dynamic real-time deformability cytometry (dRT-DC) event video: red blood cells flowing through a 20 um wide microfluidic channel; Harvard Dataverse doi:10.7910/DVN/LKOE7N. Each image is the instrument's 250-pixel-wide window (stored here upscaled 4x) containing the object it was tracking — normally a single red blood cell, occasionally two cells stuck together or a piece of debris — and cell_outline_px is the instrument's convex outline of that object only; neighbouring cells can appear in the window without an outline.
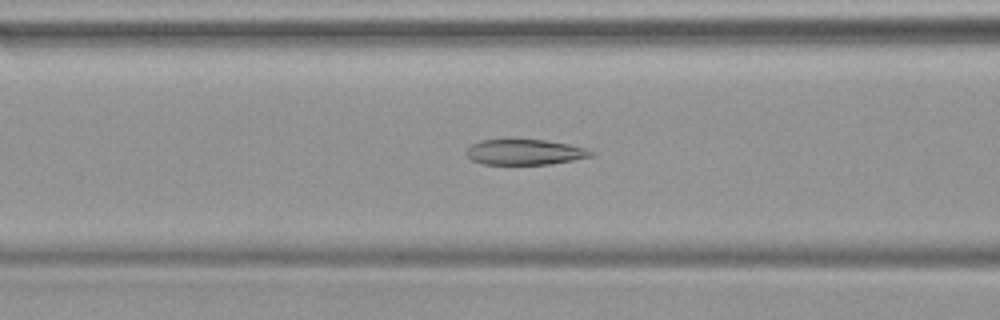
{"species": "common noctule bat (a hibernating species)", "species_latin": "Nyctalus noctula", "temperature_condition": "warm", "stored_images_in_passage": 48, "camera_frame_rate_fps": 3000, "um_per_image_px": 0.085, "animal": {"sex": "female", "body_mass_g": 19.9}, "frame": {"image": 1, "passage_image": 20, "time_ms": 6.333, "image_size_px": [1000, 320], "cell_outline_px": [[596, 156], [548, 164], [484, 164], [472, 160], [464, 152], [472, 144], [480, 140], [508, 136], [544, 140], [568, 144], [584, 148], [596, 152]], "centroid_in_image_um": [44.57, 12.88], "position_along_channel_um": 122.0, "area_um2": 19.31}}
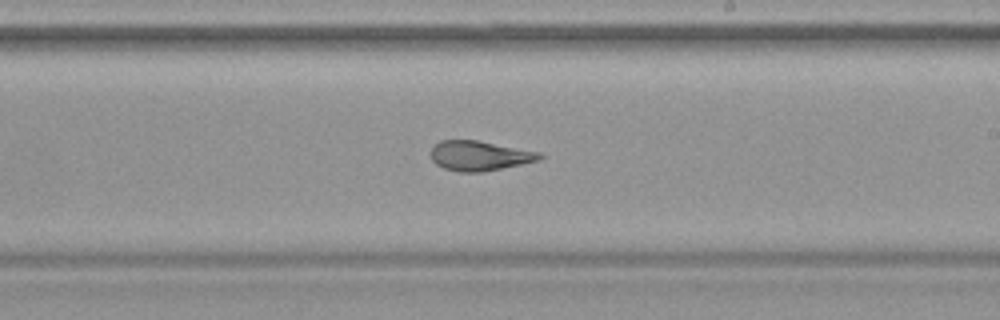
{"frame": {"image": 2, "passage_image": 29, "time_ms": 9.333, "image_size_px": [1000, 320], "cell_outline_px": [[544, 156], [540, 160], [484, 172], [460, 172], [444, 168], [436, 164], [432, 160], [428, 152], [440, 140], [476, 140], [540, 152]], "centroid_in_image_um": [40.74, 13.24], "position_along_channel_um": 248.3, "area_um2": 18.96}}
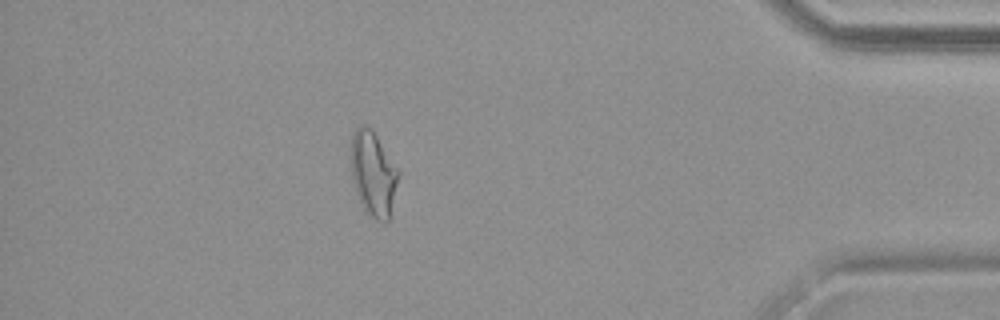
{"frame": {"image": 3, "passage_image": 43, "time_ms": 14.0, "image_size_px": [1000, 320], "cell_outline_px": [[400, 176], [388, 220], [384, 224], [368, 216], [364, 212], [360, 204], [352, 180], [348, 156], [352, 132], [360, 124], [364, 124], [372, 128], [400, 172]], "centroid_in_image_um": [31.68, 14.75], "position_along_channel_um": 403.5, "area_um2": 24.39}}